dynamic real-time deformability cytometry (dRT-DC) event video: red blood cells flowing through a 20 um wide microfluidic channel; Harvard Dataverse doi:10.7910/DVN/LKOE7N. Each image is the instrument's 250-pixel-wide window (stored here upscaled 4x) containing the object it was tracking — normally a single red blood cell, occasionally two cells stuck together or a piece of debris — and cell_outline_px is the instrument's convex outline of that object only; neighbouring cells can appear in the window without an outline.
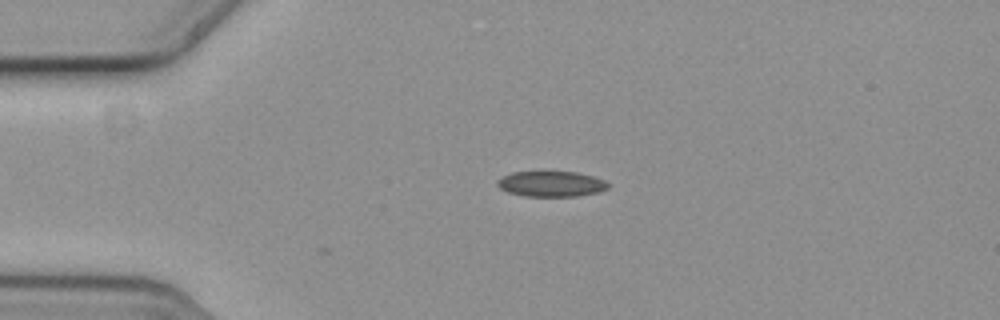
{"species": "common noctule bat (a hibernating species)", "species_latin": "Nyctalus noctula", "temperature_condition": "cold", "stored_images_in_passage": 30, "camera_frame_rate_fps": 3000, "um_per_image_px": 0.085, "animal": {"sex": "female", "body_mass_g": 19.3, "forearm_length_mm": 54.1}, "frame": {"image": 1, "passage_image": 4, "time_ms": 1.0, "image_size_px": [1000, 320], "cell_outline_px": [[608, 188], [596, 192], [576, 196], [524, 196], [508, 192], [500, 188], [496, 184], [496, 180], [512, 172], [576, 172], [592, 176], [604, 180], [608, 184]], "centroid_in_image_um": [46.81, 15.63], "position_along_channel_um": 38.2, "area_um2": 16.24}}
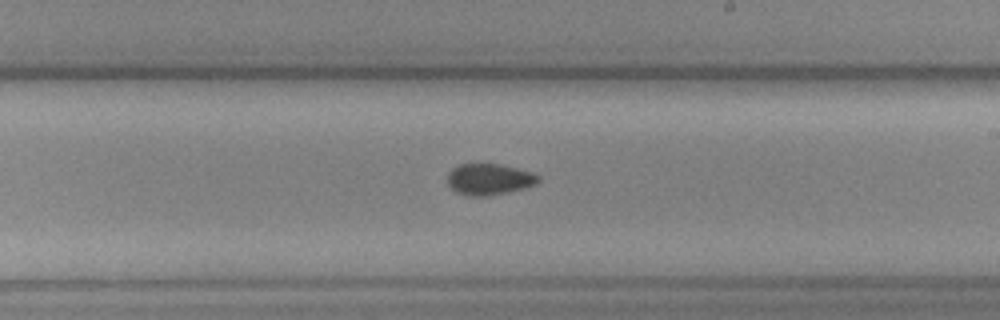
{"frame": {"image": 2, "passage_image": 17, "time_ms": 5.333, "image_size_px": [1000, 320], "cell_outline_px": [[540, 180], [536, 184], [524, 188], [508, 192], [488, 196], [468, 196], [456, 192], [448, 184], [448, 172], [452, 168], [460, 164], [500, 164], [516, 168], [540, 176]], "centroid_in_image_um": [41.56, 15.24], "position_along_channel_um": 247.4, "area_um2": 16.47}}
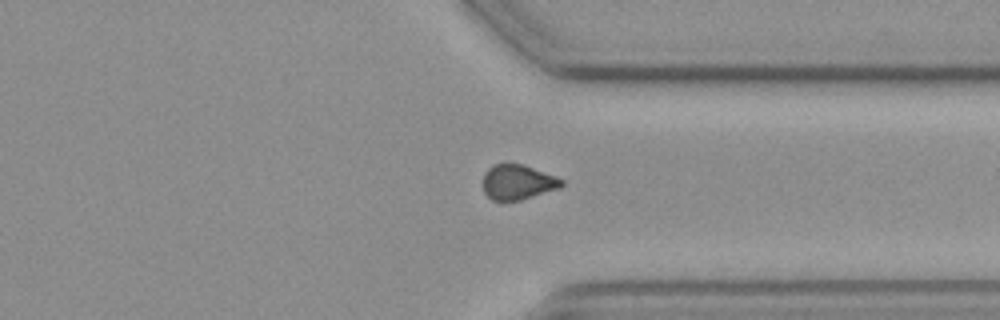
{"frame": {"image": 3, "passage_image": 27, "time_ms": 8.667, "image_size_px": [1000, 320], "cell_outline_px": [[564, 184], [560, 188], [520, 200], [492, 200], [484, 192], [484, 172], [492, 164], [504, 160], [524, 164], [556, 176], [564, 180]], "centroid_in_image_um": [44.0, 15.42], "position_along_channel_um": 367.4, "area_um2": 16.47}}